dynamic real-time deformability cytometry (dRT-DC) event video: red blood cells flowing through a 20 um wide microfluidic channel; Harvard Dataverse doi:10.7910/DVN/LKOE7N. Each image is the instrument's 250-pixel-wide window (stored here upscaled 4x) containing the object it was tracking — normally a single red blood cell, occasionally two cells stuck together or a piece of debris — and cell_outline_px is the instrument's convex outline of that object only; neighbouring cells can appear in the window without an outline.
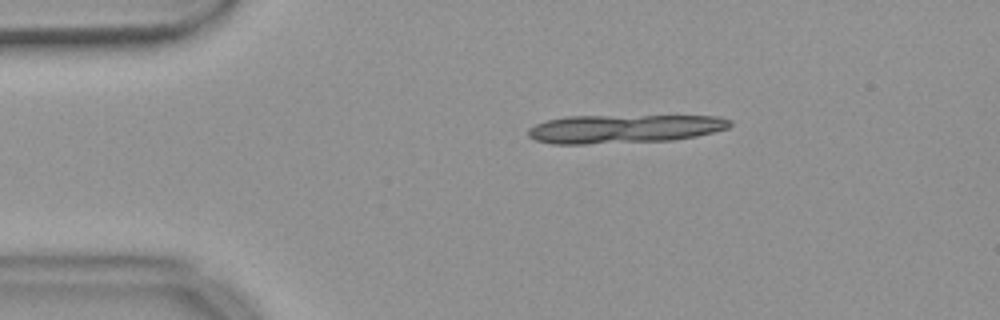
{"species": "common noctule bat (a hibernating species)", "species_latin": "Nyctalus noctula", "temperature_condition": "warm", "stored_images_in_passage": 10, "camera_frame_rate_fps": 3000, "um_per_image_px": 0.085, "animal": {"sex": "female", "body_mass_g": 18.4}, "frame": {"image": 1, "passage_image": 1, "time_ms": 0.0, "image_size_px": [1000, 320], "cell_outline_px": [[732, 124], [728, 128], [696, 136], [672, 140], [584, 144], [552, 144], [536, 140], [528, 136], [528, 128], [536, 124], [548, 120], [568, 116], [716, 116], [732, 120]], "centroid_in_image_um": [53.04, 10.95], "position_along_channel_um": 32.0, "area_um2": 33.47}}